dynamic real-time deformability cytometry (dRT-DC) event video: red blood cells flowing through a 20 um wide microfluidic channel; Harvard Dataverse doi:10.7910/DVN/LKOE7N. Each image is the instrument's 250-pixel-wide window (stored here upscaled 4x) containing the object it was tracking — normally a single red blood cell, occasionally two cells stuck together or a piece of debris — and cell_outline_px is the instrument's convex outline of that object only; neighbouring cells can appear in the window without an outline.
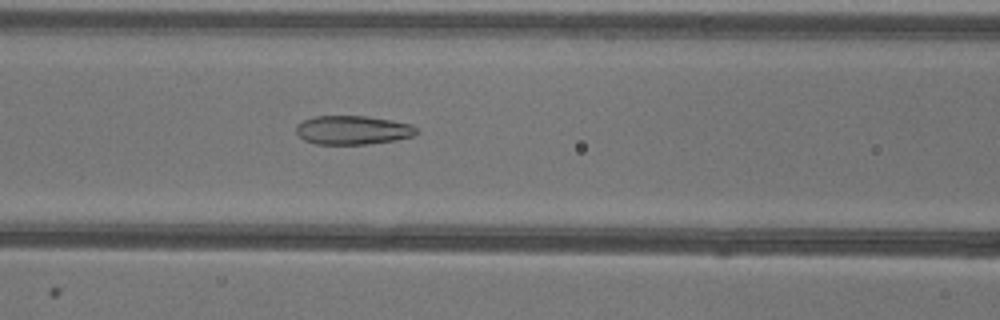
{"species": "common noctule bat (a hibernating species)", "species_latin": "Nyctalus noctula", "temperature_condition": "warm", "stored_images_in_passage": 52, "camera_frame_rate_fps": 3000, "um_per_image_px": 0.085, "animal": {"sex": "female"}, "frame": {"image": 1, "passage_image": 22, "time_ms": 7.0, "image_size_px": [1000, 320], "cell_outline_px": [[416, 132], [412, 136], [396, 140], [368, 144], [316, 144], [304, 140], [296, 132], [296, 124], [304, 120], [316, 116], [364, 116], [392, 120], [412, 124], [416, 128]], "centroid_in_image_um": [29.97, 11.06], "position_along_channel_um": 136.6, "area_um2": 20.17}}
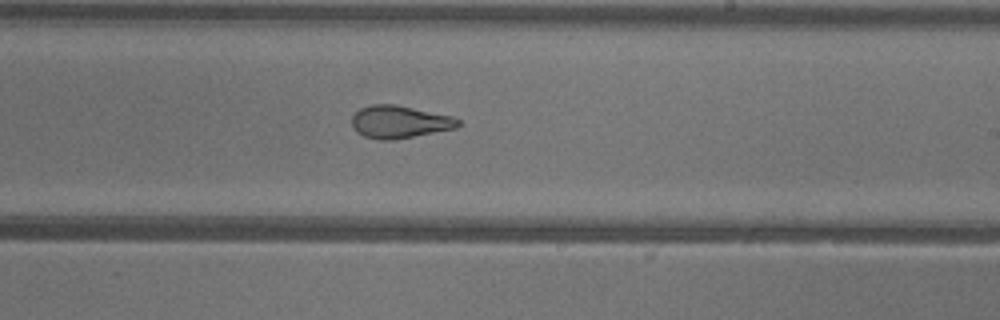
{"frame": {"image": 2, "passage_image": 31, "time_ms": 10.0, "image_size_px": [1000, 320], "cell_outline_px": [[460, 124], [456, 128], [392, 140], [380, 140], [364, 136], [356, 132], [352, 128], [352, 116], [360, 108], [372, 104], [396, 104], [452, 116], [460, 120]], "centroid_in_image_um": [33.93, 10.35], "position_along_channel_um": 255.1, "area_um2": 20.17}}
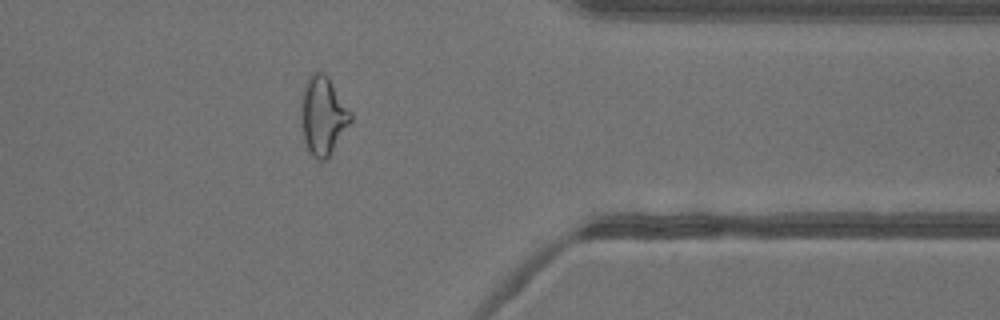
{"frame": {"image": 3, "passage_image": 42, "time_ms": 13.667, "image_size_px": [1000, 320], "cell_outline_px": [[352, 120], [328, 160], [316, 160], [308, 152], [304, 140], [300, 116], [300, 100], [304, 84], [308, 76], [312, 72], [324, 72], [328, 76], [352, 112]], "centroid_in_image_um": [27.44, 9.84], "position_along_channel_um": 384.0, "area_um2": 23.29}, "authors_computed_cell_mechanics": {"area_um2": 23.8714, "velocity_mm_per_s": 3.9457, "shape_relaxation_time_tau1_ms": null, "shape_relaxation_time_tau2_ms": 1.8308, "deformation_change_tau1": null, "deformation_change_tau2": 0.0904}}